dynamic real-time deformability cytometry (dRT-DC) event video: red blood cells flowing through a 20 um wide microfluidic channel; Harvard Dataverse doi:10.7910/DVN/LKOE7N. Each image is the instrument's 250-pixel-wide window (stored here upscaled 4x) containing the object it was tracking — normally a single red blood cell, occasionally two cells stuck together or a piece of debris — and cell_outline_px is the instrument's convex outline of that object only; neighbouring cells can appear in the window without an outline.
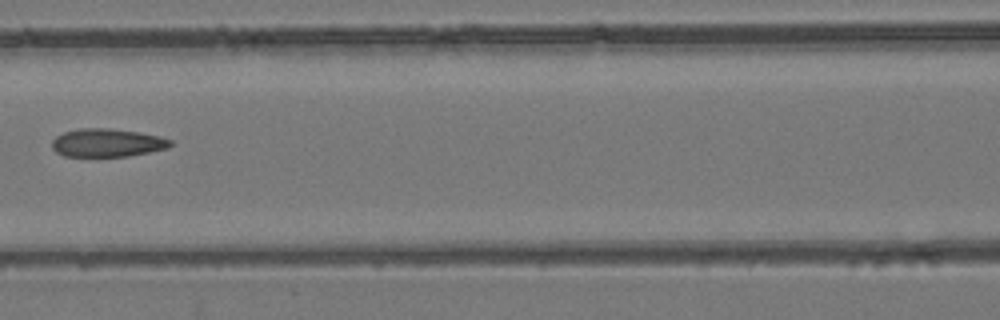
{"species": "common noctule bat (a hibernating species)", "species_latin": "Nyctalus noctula", "temperature_condition": "room temperature", "stored_images_in_passage": 8, "camera_frame_rate_fps": 3000, "um_per_image_px": 0.085, "animal": {"sex": "female", "body_mass_g": 24.6, "forearm_length_mm": 56.2}, "frame": {"image": 1, "passage_image": 5, "time_ms": 6.333, "image_size_px": [1000, 320], "cell_outline_px": [[172, 144], [168, 148], [128, 156], [64, 156], [56, 152], [52, 148], [52, 140], [56, 136], [64, 132], [80, 128], [108, 128], [136, 132], [160, 136], [172, 140]], "centroid_in_image_um": [9.09, 12.13], "position_along_channel_um": 157.5, "area_um2": 19.36}}
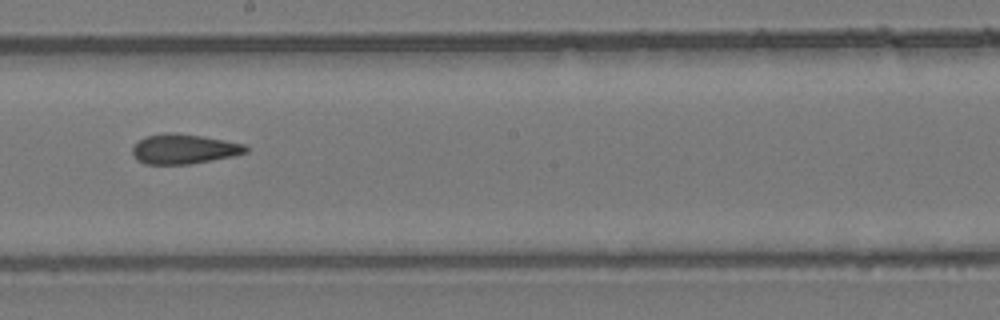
{"frame": {"image": 2, "passage_image": 7, "time_ms": 8.333, "image_size_px": [1000, 320], "cell_outline_px": [[248, 152], [232, 156], [192, 164], [144, 164], [136, 160], [132, 152], [132, 148], [140, 140], [148, 136], [164, 132], [176, 132], [224, 140], [244, 144], [248, 148]], "centroid_in_image_um": [15.62, 12.67], "position_along_channel_um": 232.6, "area_um2": 19.65}}
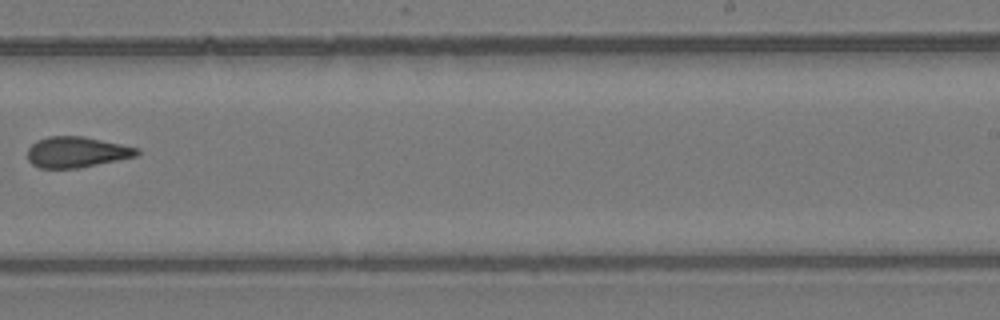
{"frame": {"image": 3, "passage_image": 8, "time_ms": 9.667, "image_size_px": [1000, 320], "cell_outline_px": [[140, 152], [136, 156], [76, 168], [40, 168], [32, 164], [28, 160], [28, 148], [36, 140], [48, 136], [84, 136], [140, 148]], "centroid_in_image_um": [6.49, 12.91], "position_along_channel_um": 282.5, "area_um2": 19.54}}